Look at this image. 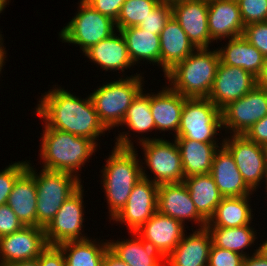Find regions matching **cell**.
Returning <instances> with one entry per match:
<instances>
[{
  "label": "cell",
  "mask_w": 267,
  "mask_h": 266,
  "mask_svg": "<svg viewBox=\"0 0 267 266\" xmlns=\"http://www.w3.org/2000/svg\"><path fill=\"white\" fill-rule=\"evenodd\" d=\"M264 186H265V188H264V189H266V190H265V192H266V194H265V195H267V175H266V181H265V184H264Z\"/></svg>",
  "instance_id": "cell-54"
},
{
  "label": "cell",
  "mask_w": 267,
  "mask_h": 266,
  "mask_svg": "<svg viewBox=\"0 0 267 266\" xmlns=\"http://www.w3.org/2000/svg\"><path fill=\"white\" fill-rule=\"evenodd\" d=\"M186 228L178 220L160 214L158 211L135 233L152 249L166 258L179 244Z\"/></svg>",
  "instance_id": "cell-19"
},
{
  "label": "cell",
  "mask_w": 267,
  "mask_h": 266,
  "mask_svg": "<svg viewBox=\"0 0 267 266\" xmlns=\"http://www.w3.org/2000/svg\"><path fill=\"white\" fill-rule=\"evenodd\" d=\"M75 15L59 31L58 38L62 43L79 47L83 54L91 46L109 38L117 31L115 21L102 15L85 0H79Z\"/></svg>",
  "instance_id": "cell-7"
},
{
  "label": "cell",
  "mask_w": 267,
  "mask_h": 266,
  "mask_svg": "<svg viewBox=\"0 0 267 266\" xmlns=\"http://www.w3.org/2000/svg\"><path fill=\"white\" fill-rule=\"evenodd\" d=\"M244 136L248 140L264 146L267 143V115L253 124Z\"/></svg>",
  "instance_id": "cell-44"
},
{
  "label": "cell",
  "mask_w": 267,
  "mask_h": 266,
  "mask_svg": "<svg viewBox=\"0 0 267 266\" xmlns=\"http://www.w3.org/2000/svg\"><path fill=\"white\" fill-rule=\"evenodd\" d=\"M125 39L134 66L152 64L160 69V35L152 34L138 26L119 30ZM143 61V62H141ZM149 62V63H148Z\"/></svg>",
  "instance_id": "cell-30"
},
{
  "label": "cell",
  "mask_w": 267,
  "mask_h": 266,
  "mask_svg": "<svg viewBox=\"0 0 267 266\" xmlns=\"http://www.w3.org/2000/svg\"><path fill=\"white\" fill-rule=\"evenodd\" d=\"M7 49L6 46L4 45V40L0 42V77L2 76L3 68L6 65V61L8 60L7 58ZM7 59V60H6Z\"/></svg>",
  "instance_id": "cell-47"
},
{
  "label": "cell",
  "mask_w": 267,
  "mask_h": 266,
  "mask_svg": "<svg viewBox=\"0 0 267 266\" xmlns=\"http://www.w3.org/2000/svg\"><path fill=\"white\" fill-rule=\"evenodd\" d=\"M258 85V78L236 66H228L221 61L208 95V99L220 110L238 100Z\"/></svg>",
  "instance_id": "cell-15"
},
{
  "label": "cell",
  "mask_w": 267,
  "mask_h": 266,
  "mask_svg": "<svg viewBox=\"0 0 267 266\" xmlns=\"http://www.w3.org/2000/svg\"><path fill=\"white\" fill-rule=\"evenodd\" d=\"M221 130H223L221 110L208 98H186L178 133L174 139L218 143L221 138L218 139L217 136H221Z\"/></svg>",
  "instance_id": "cell-9"
},
{
  "label": "cell",
  "mask_w": 267,
  "mask_h": 266,
  "mask_svg": "<svg viewBox=\"0 0 267 266\" xmlns=\"http://www.w3.org/2000/svg\"><path fill=\"white\" fill-rule=\"evenodd\" d=\"M171 16L172 6L161 2L151 13H149L138 27L149 31L152 34L160 35Z\"/></svg>",
  "instance_id": "cell-37"
},
{
  "label": "cell",
  "mask_w": 267,
  "mask_h": 266,
  "mask_svg": "<svg viewBox=\"0 0 267 266\" xmlns=\"http://www.w3.org/2000/svg\"><path fill=\"white\" fill-rule=\"evenodd\" d=\"M0 266H39L38 260H28V261H20V262H15V263H10V264H4Z\"/></svg>",
  "instance_id": "cell-48"
},
{
  "label": "cell",
  "mask_w": 267,
  "mask_h": 266,
  "mask_svg": "<svg viewBox=\"0 0 267 266\" xmlns=\"http://www.w3.org/2000/svg\"><path fill=\"white\" fill-rule=\"evenodd\" d=\"M224 137L223 146L231 153L244 182L254 193L257 192L265 184L267 175L264 146L244 135Z\"/></svg>",
  "instance_id": "cell-11"
},
{
  "label": "cell",
  "mask_w": 267,
  "mask_h": 266,
  "mask_svg": "<svg viewBox=\"0 0 267 266\" xmlns=\"http://www.w3.org/2000/svg\"><path fill=\"white\" fill-rule=\"evenodd\" d=\"M6 204L24 226H37V188L34 176L27 169L18 177Z\"/></svg>",
  "instance_id": "cell-28"
},
{
  "label": "cell",
  "mask_w": 267,
  "mask_h": 266,
  "mask_svg": "<svg viewBox=\"0 0 267 266\" xmlns=\"http://www.w3.org/2000/svg\"><path fill=\"white\" fill-rule=\"evenodd\" d=\"M50 88L39 96L33 114L46 127L91 139L101 148L99 138L108 135V130L100 121L90 94L82 98L57 83Z\"/></svg>",
  "instance_id": "cell-1"
},
{
  "label": "cell",
  "mask_w": 267,
  "mask_h": 266,
  "mask_svg": "<svg viewBox=\"0 0 267 266\" xmlns=\"http://www.w3.org/2000/svg\"><path fill=\"white\" fill-rule=\"evenodd\" d=\"M37 260L39 266H66L63 252L58 245H48Z\"/></svg>",
  "instance_id": "cell-43"
},
{
  "label": "cell",
  "mask_w": 267,
  "mask_h": 266,
  "mask_svg": "<svg viewBox=\"0 0 267 266\" xmlns=\"http://www.w3.org/2000/svg\"><path fill=\"white\" fill-rule=\"evenodd\" d=\"M4 39V36L0 34V42Z\"/></svg>",
  "instance_id": "cell-55"
},
{
  "label": "cell",
  "mask_w": 267,
  "mask_h": 266,
  "mask_svg": "<svg viewBox=\"0 0 267 266\" xmlns=\"http://www.w3.org/2000/svg\"><path fill=\"white\" fill-rule=\"evenodd\" d=\"M249 250L250 255L245 257L243 266H267V253L262 250L261 246H257L256 250Z\"/></svg>",
  "instance_id": "cell-45"
},
{
  "label": "cell",
  "mask_w": 267,
  "mask_h": 266,
  "mask_svg": "<svg viewBox=\"0 0 267 266\" xmlns=\"http://www.w3.org/2000/svg\"><path fill=\"white\" fill-rule=\"evenodd\" d=\"M138 73L102 82L90 93L98 117L109 133L116 127L119 130L128 108L144 89V72Z\"/></svg>",
  "instance_id": "cell-5"
},
{
  "label": "cell",
  "mask_w": 267,
  "mask_h": 266,
  "mask_svg": "<svg viewBox=\"0 0 267 266\" xmlns=\"http://www.w3.org/2000/svg\"><path fill=\"white\" fill-rule=\"evenodd\" d=\"M160 91L150 92V109L155 122V133L165 132L177 136L180 126L181 112L186 97L173 90L169 85H161ZM173 131V132H172Z\"/></svg>",
  "instance_id": "cell-21"
},
{
  "label": "cell",
  "mask_w": 267,
  "mask_h": 266,
  "mask_svg": "<svg viewBox=\"0 0 267 266\" xmlns=\"http://www.w3.org/2000/svg\"><path fill=\"white\" fill-rule=\"evenodd\" d=\"M219 143H202L191 139H175L181 154L182 169L185 178L209 174L216 151L223 145V136Z\"/></svg>",
  "instance_id": "cell-29"
},
{
  "label": "cell",
  "mask_w": 267,
  "mask_h": 266,
  "mask_svg": "<svg viewBox=\"0 0 267 266\" xmlns=\"http://www.w3.org/2000/svg\"><path fill=\"white\" fill-rule=\"evenodd\" d=\"M172 6V15L196 48H209L214 42L208 28V0H185Z\"/></svg>",
  "instance_id": "cell-18"
},
{
  "label": "cell",
  "mask_w": 267,
  "mask_h": 266,
  "mask_svg": "<svg viewBox=\"0 0 267 266\" xmlns=\"http://www.w3.org/2000/svg\"><path fill=\"white\" fill-rule=\"evenodd\" d=\"M243 37L267 57V21L245 25Z\"/></svg>",
  "instance_id": "cell-39"
},
{
  "label": "cell",
  "mask_w": 267,
  "mask_h": 266,
  "mask_svg": "<svg viewBox=\"0 0 267 266\" xmlns=\"http://www.w3.org/2000/svg\"><path fill=\"white\" fill-rule=\"evenodd\" d=\"M183 182L190 193L197 212L208 222L223 198L214 178L210 174L194 175L184 178Z\"/></svg>",
  "instance_id": "cell-33"
},
{
  "label": "cell",
  "mask_w": 267,
  "mask_h": 266,
  "mask_svg": "<svg viewBox=\"0 0 267 266\" xmlns=\"http://www.w3.org/2000/svg\"><path fill=\"white\" fill-rule=\"evenodd\" d=\"M158 187L149 179L142 178L133 187L126 205L112 219L117 225H125L129 232H136L156 212L158 204Z\"/></svg>",
  "instance_id": "cell-14"
},
{
  "label": "cell",
  "mask_w": 267,
  "mask_h": 266,
  "mask_svg": "<svg viewBox=\"0 0 267 266\" xmlns=\"http://www.w3.org/2000/svg\"><path fill=\"white\" fill-rule=\"evenodd\" d=\"M244 27L237 0H208V28L214 42L242 36Z\"/></svg>",
  "instance_id": "cell-22"
},
{
  "label": "cell",
  "mask_w": 267,
  "mask_h": 266,
  "mask_svg": "<svg viewBox=\"0 0 267 266\" xmlns=\"http://www.w3.org/2000/svg\"><path fill=\"white\" fill-rule=\"evenodd\" d=\"M264 151H265V158H266V165H267V143L264 145Z\"/></svg>",
  "instance_id": "cell-53"
},
{
  "label": "cell",
  "mask_w": 267,
  "mask_h": 266,
  "mask_svg": "<svg viewBox=\"0 0 267 266\" xmlns=\"http://www.w3.org/2000/svg\"><path fill=\"white\" fill-rule=\"evenodd\" d=\"M103 266H129L125 262H122L117 256H115L109 249L104 255Z\"/></svg>",
  "instance_id": "cell-46"
},
{
  "label": "cell",
  "mask_w": 267,
  "mask_h": 266,
  "mask_svg": "<svg viewBox=\"0 0 267 266\" xmlns=\"http://www.w3.org/2000/svg\"><path fill=\"white\" fill-rule=\"evenodd\" d=\"M169 140L164 137L143 141L137 145L141 146L144 156L140 159L142 176L157 185L182 183L185 178L178 145L175 139ZM148 169L153 177L147 173Z\"/></svg>",
  "instance_id": "cell-8"
},
{
  "label": "cell",
  "mask_w": 267,
  "mask_h": 266,
  "mask_svg": "<svg viewBox=\"0 0 267 266\" xmlns=\"http://www.w3.org/2000/svg\"><path fill=\"white\" fill-rule=\"evenodd\" d=\"M47 246L43 227L24 226L0 237V265L37 259Z\"/></svg>",
  "instance_id": "cell-16"
},
{
  "label": "cell",
  "mask_w": 267,
  "mask_h": 266,
  "mask_svg": "<svg viewBox=\"0 0 267 266\" xmlns=\"http://www.w3.org/2000/svg\"><path fill=\"white\" fill-rule=\"evenodd\" d=\"M251 198V195L223 197L206 227L235 228L250 225L255 216Z\"/></svg>",
  "instance_id": "cell-31"
},
{
  "label": "cell",
  "mask_w": 267,
  "mask_h": 266,
  "mask_svg": "<svg viewBox=\"0 0 267 266\" xmlns=\"http://www.w3.org/2000/svg\"><path fill=\"white\" fill-rule=\"evenodd\" d=\"M261 242H262L261 243L262 250H264L267 253V238H266V240H264V241L262 240Z\"/></svg>",
  "instance_id": "cell-52"
},
{
  "label": "cell",
  "mask_w": 267,
  "mask_h": 266,
  "mask_svg": "<svg viewBox=\"0 0 267 266\" xmlns=\"http://www.w3.org/2000/svg\"><path fill=\"white\" fill-rule=\"evenodd\" d=\"M258 84L267 89V57L265 58L264 70L262 75L258 78Z\"/></svg>",
  "instance_id": "cell-49"
},
{
  "label": "cell",
  "mask_w": 267,
  "mask_h": 266,
  "mask_svg": "<svg viewBox=\"0 0 267 266\" xmlns=\"http://www.w3.org/2000/svg\"><path fill=\"white\" fill-rule=\"evenodd\" d=\"M82 55L105 73L111 71L116 74L120 73L118 74L120 77H128L125 70L129 69L130 71L133 67L135 68L130 59L125 39L118 30L109 38L91 46Z\"/></svg>",
  "instance_id": "cell-20"
},
{
  "label": "cell",
  "mask_w": 267,
  "mask_h": 266,
  "mask_svg": "<svg viewBox=\"0 0 267 266\" xmlns=\"http://www.w3.org/2000/svg\"><path fill=\"white\" fill-rule=\"evenodd\" d=\"M186 232L175 247L165 258V266H207L212 239L208 229H195ZM188 234V235H187Z\"/></svg>",
  "instance_id": "cell-23"
},
{
  "label": "cell",
  "mask_w": 267,
  "mask_h": 266,
  "mask_svg": "<svg viewBox=\"0 0 267 266\" xmlns=\"http://www.w3.org/2000/svg\"><path fill=\"white\" fill-rule=\"evenodd\" d=\"M28 160L15 161L9 163L0 170V206L7 203V199L12 192L13 186L18 177L27 169Z\"/></svg>",
  "instance_id": "cell-36"
},
{
  "label": "cell",
  "mask_w": 267,
  "mask_h": 266,
  "mask_svg": "<svg viewBox=\"0 0 267 266\" xmlns=\"http://www.w3.org/2000/svg\"><path fill=\"white\" fill-rule=\"evenodd\" d=\"M157 211L178 220L184 226L189 222L197 224L196 229L207 225V221L197 212L184 182L159 185Z\"/></svg>",
  "instance_id": "cell-17"
},
{
  "label": "cell",
  "mask_w": 267,
  "mask_h": 266,
  "mask_svg": "<svg viewBox=\"0 0 267 266\" xmlns=\"http://www.w3.org/2000/svg\"><path fill=\"white\" fill-rule=\"evenodd\" d=\"M224 41L225 45L217 48L223 64L243 68L257 78L262 75L265 57L243 35Z\"/></svg>",
  "instance_id": "cell-26"
},
{
  "label": "cell",
  "mask_w": 267,
  "mask_h": 266,
  "mask_svg": "<svg viewBox=\"0 0 267 266\" xmlns=\"http://www.w3.org/2000/svg\"><path fill=\"white\" fill-rule=\"evenodd\" d=\"M34 167L29 159L27 170L34 176L37 188V226L45 228L62 204L83 185L84 181L69 173L43 168L37 170Z\"/></svg>",
  "instance_id": "cell-6"
},
{
  "label": "cell",
  "mask_w": 267,
  "mask_h": 266,
  "mask_svg": "<svg viewBox=\"0 0 267 266\" xmlns=\"http://www.w3.org/2000/svg\"><path fill=\"white\" fill-rule=\"evenodd\" d=\"M90 237L85 240L67 241L59 244L66 266H103L108 240Z\"/></svg>",
  "instance_id": "cell-32"
},
{
  "label": "cell",
  "mask_w": 267,
  "mask_h": 266,
  "mask_svg": "<svg viewBox=\"0 0 267 266\" xmlns=\"http://www.w3.org/2000/svg\"><path fill=\"white\" fill-rule=\"evenodd\" d=\"M223 197H240L254 192L244 182L231 153L222 145L216 151L209 173Z\"/></svg>",
  "instance_id": "cell-24"
},
{
  "label": "cell",
  "mask_w": 267,
  "mask_h": 266,
  "mask_svg": "<svg viewBox=\"0 0 267 266\" xmlns=\"http://www.w3.org/2000/svg\"><path fill=\"white\" fill-rule=\"evenodd\" d=\"M244 25L267 21V0H237Z\"/></svg>",
  "instance_id": "cell-38"
},
{
  "label": "cell",
  "mask_w": 267,
  "mask_h": 266,
  "mask_svg": "<svg viewBox=\"0 0 267 266\" xmlns=\"http://www.w3.org/2000/svg\"><path fill=\"white\" fill-rule=\"evenodd\" d=\"M255 223L235 228L225 227H206L210 232L212 244L216 247L237 252L245 257L249 254V248L257 244V229L254 228ZM256 242V244H254ZM249 247V248H248ZM248 250V252L246 251Z\"/></svg>",
  "instance_id": "cell-34"
},
{
  "label": "cell",
  "mask_w": 267,
  "mask_h": 266,
  "mask_svg": "<svg viewBox=\"0 0 267 266\" xmlns=\"http://www.w3.org/2000/svg\"><path fill=\"white\" fill-rule=\"evenodd\" d=\"M160 3L161 0H126L115 21L116 29L138 26Z\"/></svg>",
  "instance_id": "cell-35"
},
{
  "label": "cell",
  "mask_w": 267,
  "mask_h": 266,
  "mask_svg": "<svg viewBox=\"0 0 267 266\" xmlns=\"http://www.w3.org/2000/svg\"><path fill=\"white\" fill-rule=\"evenodd\" d=\"M180 1H185V0H161L162 3H165V4H174L176 2H180Z\"/></svg>",
  "instance_id": "cell-51"
},
{
  "label": "cell",
  "mask_w": 267,
  "mask_h": 266,
  "mask_svg": "<svg viewBox=\"0 0 267 266\" xmlns=\"http://www.w3.org/2000/svg\"><path fill=\"white\" fill-rule=\"evenodd\" d=\"M145 90V91H144ZM145 92V93H144ZM123 132L115 135L114 146L119 148H134V142L138 145L143 141L157 140L163 137L156 135L151 138L148 136L152 131L155 132V122L150 109V92L143 89L127 110V113L120 125ZM128 129V131L125 128ZM131 131V132H130ZM150 132V133H149ZM145 133L147 135H145ZM136 134V135H135ZM138 134V135H137ZM141 134V135H140ZM134 135V136H132ZM135 140H134V139ZM134 140V141H133Z\"/></svg>",
  "instance_id": "cell-13"
},
{
  "label": "cell",
  "mask_w": 267,
  "mask_h": 266,
  "mask_svg": "<svg viewBox=\"0 0 267 266\" xmlns=\"http://www.w3.org/2000/svg\"><path fill=\"white\" fill-rule=\"evenodd\" d=\"M83 186L62 204L54 218L44 228L48 245H59L67 241L90 238L85 233L86 225L83 224L84 221L86 222Z\"/></svg>",
  "instance_id": "cell-10"
},
{
  "label": "cell",
  "mask_w": 267,
  "mask_h": 266,
  "mask_svg": "<svg viewBox=\"0 0 267 266\" xmlns=\"http://www.w3.org/2000/svg\"><path fill=\"white\" fill-rule=\"evenodd\" d=\"M225 134L244 135L247 130L267 115V89L256 85L246 95L229 103L221 110Z\"/></svg>",
  "instance_id": "cell-12"
},
{
  "label": "cell",
  "mask_w": 267,
  "mask_h": 266,
  "mask_svg": "<svg viewBox=\"0 0 267 266\" xmlns=\"http://www.w3.org/2000/svg\"><path fill=\"white\" fill-rule=\"evenodd\" d=\"M11 0H0V14L4 13L5 8H7V5L10 4ZM0 34L2 35V31L0 30Z\"/></svg>",
  "instance_id": "cell-50"
},
{
  "label": "cell",
  "mask_w": 267,
  "mask_h": 266,
  "mask_svg": "<svg viewBox=\"0 0 267 266\" xmlns=\"http://www.w3.org/2000/svg\"><path fill=\"white\" fill-rule=\"evenodd\" d=\"M131 234V235H130ZM131 238L108 239L109 250L129 266H165V258L152 249L135 232Z\"/></svg>",
  "instance_id": "cell-27"
},
{
  "label": "cell",
  "mask_w": 267,
  "mask_h": 266,
  "mask_svg": "<svg viewBox=\"0 0 267 266\" xmlns=\"http://www.w3.org/2000/svg\"><path fill=\"white\" fill-rule=\"evenodd\" d=\"M42 126L44 129L40 133L38 150L41 168L69 173L82 181L79 173L92 160L99 146L91 139L48 128L44 124Z\"/></svg>",
  "instance_id": "cell-2"
},
{
  "label": "cell",
  "mask_w": 267,
  "mask_h": 266,
  "mask_svg": "<svg viewBox=\"0 0 267 266\" xmlns=\"http://www.w3.org/2000/svg\"><path fill=\"white\" fill-rule=\"evenodd\" d=\"M195 49L196 47L172 15L160 33V69L162 73L165 75Z\"/></svg>",
  "instance_id": "cell-25"
},
{
  "label": "cell",
  "mask_w": 267,
  "mask_h": 266,
  "mask_svg": "<svg viewBox=\"0 0 267 266\" xmlns=\"http://www.w3.org/2000/svg\"><path fill=\"white\" fill-rule=\"evenodd\" d=\"M90 6L102 15L116 21L121 7L126 0H85Z\"/></svg>",
  "instance_id": "cell-42"
},
{
  "label": "cell",
  "mask_w": 267,
  "mask_h": 266,
  "mask_svg": "<svg viewBox=\"0 0 267 266\" xmlns=\"http://www.w3.org/2000/svg\"><path fill=\"white\" fill-rule=\"evenodd\" d=\"M245 256L212 244L207 266H243Z\"/></svg>",
  "instance_id": "cell-40"
},
{
  "label": "cell",
  "mask_w": 267,
  "mask_h": 266,
  "mask_svg": "<svg viewBox=\"0 0 267 266\" xmlns=\"http://www.w3.org/2000/svg\"><path fill=\"white\" fill-rule=\"evenodd\" d=\"M137 147L119 148L113 146L108 158L105 155V164L101 173V185L103 188L108 219L111 220L126 205L134 185L143 178L141 161L138 157Z\"/></svg>",
  "instance_id": "cell-3"
},
{
  "label": "cell",
  "mask_w": 267,
  "mask_h": 266,
  "mask_svg": "<svg viewBox=\"0 0 267 266\" xmlns=\"http://www.w3.org/2000/svg\"><path fill=\"white\" fill-rule=\"evenodd\" d=\"M214 48H196L163 76L166 84L186 98H207L220 63Z\"/></svg>",
  "instance_id": "cell-4"
},
{
  "label": "cell",
  "mask_w": 267,
  "mask_h": 266,
  "mask_svg": "<svg viewBox=\"0 0 267 266\" xmlns=\"http://www.w3.org/2000/svg\"><path fill=\"white\" fill-rule=\"evenodd\" d=\"M23 227L22 222L7 204L0 206V237L19 231Z\"/></svg>",
  "instance_id": "cell-41"
}]
</instances>
